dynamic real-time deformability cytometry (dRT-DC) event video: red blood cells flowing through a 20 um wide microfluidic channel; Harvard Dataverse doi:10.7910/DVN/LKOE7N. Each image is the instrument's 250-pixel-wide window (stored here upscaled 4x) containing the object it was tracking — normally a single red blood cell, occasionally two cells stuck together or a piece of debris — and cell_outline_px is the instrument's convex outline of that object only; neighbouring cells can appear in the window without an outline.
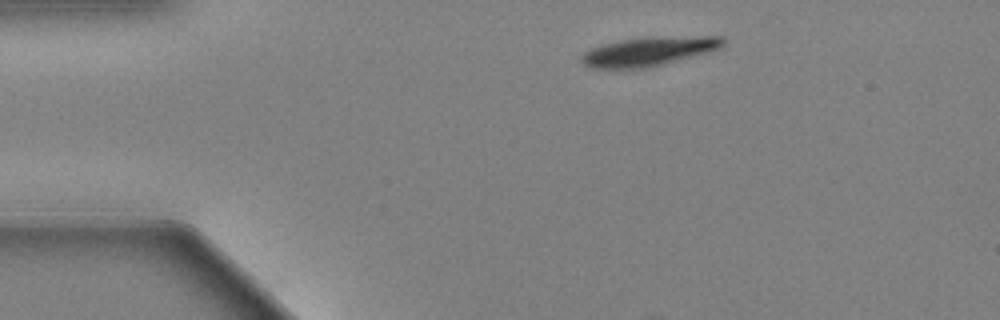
{"species": "Egyptian fruit bat (a non-hibernating species)", "species_latin": "Rousettus aegyptiacus", "temperature_condition": "warm", "stored_images_in_passage": 49, "camera_frame_rate_fps": 3000, "um_per_image_px": 0.085, "animal": {"sex": "female"}, "frame": {"image": 1, "passage_image": 1, "time_ms": 0.0, "image_size_px": [1000, 320], "cell_outline_px": [[728, 40], [724, 48], [664, 64], [648, 68], [592, 68], [584, 64], [580, 60], [580, 56], [588, 48], [620, 40], [648, 36], [724, 36]], "centroid_in_image_um": [55.23, 4.34], "position_along_channel_um": 29.8, "area_um2": 24.57}}
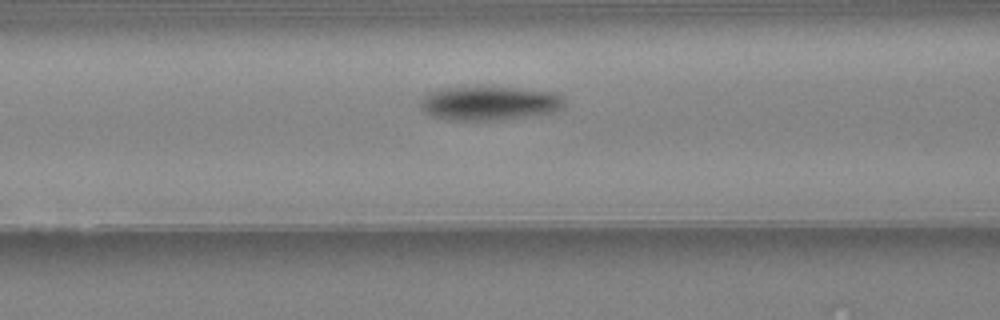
{"frame": {"image": 2, "passage_image": 14, "time_ms": 4.333, "image_size_px": [1000, 320], "cell_outline_px": [[564, 108], [556, 112], [500, 120], [448, 120], [432, 116], [424, 112], [420, 108], [420, 100], [428, 92], [440, 88], [484, 84], [552, 92], [564, 96]], "centroid_in_image_um": [41.57, 8.74], "position_along_channel_um": 125.0, "area_um2": 29.71}}
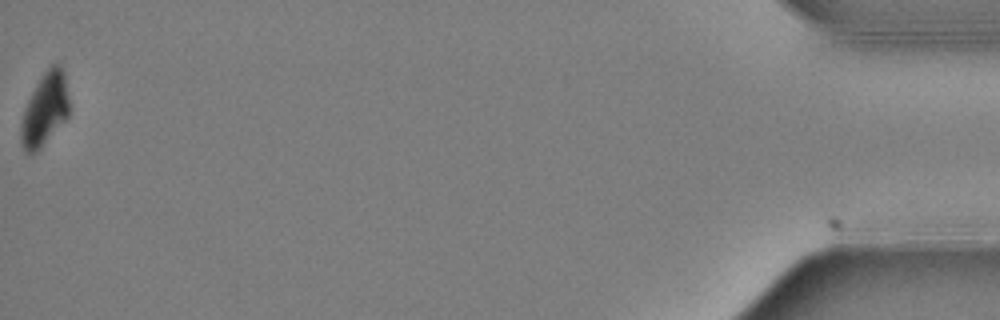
{"frame": {"image": 3, "passage_image": 49, "time_ms": 16.0, "image_size_px": [1000, 320], "cell_outline_px": [[68, 116], [40, 148], [36, 152], [24, 152], [20, 140], [20, 124], [24, 108], [40, 76], [52, 64], [60, 64], [64, 72], [68, 96]], "centroid_in_image_um": [3.78, 9.29], "position_along_channel_um": 431.4, "area_um2": 20.29}, "authors_computed_cell_mechanics": {"area_um2": 27.3972, "velocity_mm_per_s": 3.4751, "shape_relaxation_time_tau1_ms": 2.5966, "shape_relaxation_time_tau2_ms": null, "deformation_change_tau1": 0.1537, "deformation_change_tau2": null}}